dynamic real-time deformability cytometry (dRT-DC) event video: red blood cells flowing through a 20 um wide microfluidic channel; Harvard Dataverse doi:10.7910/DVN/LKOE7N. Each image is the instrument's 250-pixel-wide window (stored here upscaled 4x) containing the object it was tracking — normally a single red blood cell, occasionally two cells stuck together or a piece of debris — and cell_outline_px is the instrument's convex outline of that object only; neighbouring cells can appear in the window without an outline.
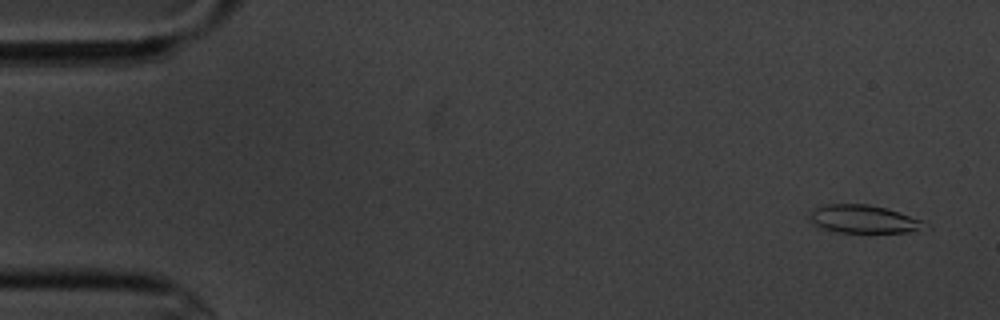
{"species": "common noctule bat (a hibernating species)", "species_latin": "Nyctalus noctula", "temperature_condition": "cold", "stored_images_in_passage": 4, "camera_frame_rate_fps": 3000, "um_per_image_px": 0.085, "animal": {"sex": "male", "body_mass_g": 20.1, "forearm_length_mm": 53.5}, "frame": {"image": 1, "passage_image": 1, "time_ms": 0.0, "image_size_px": [1000, 320], "cell_outline_px": [[932, 228], [908, 232], [836, 232], [820, 228], [808, 220], [808, 212], [816, 208], [828, 204], [868, 204], [884, 208], [924, 220], [932, 224]], "centroid_in_image_um": [73.45, 18.64], "position_along_channel_um": 11.5, "area_um2": 19.13}}